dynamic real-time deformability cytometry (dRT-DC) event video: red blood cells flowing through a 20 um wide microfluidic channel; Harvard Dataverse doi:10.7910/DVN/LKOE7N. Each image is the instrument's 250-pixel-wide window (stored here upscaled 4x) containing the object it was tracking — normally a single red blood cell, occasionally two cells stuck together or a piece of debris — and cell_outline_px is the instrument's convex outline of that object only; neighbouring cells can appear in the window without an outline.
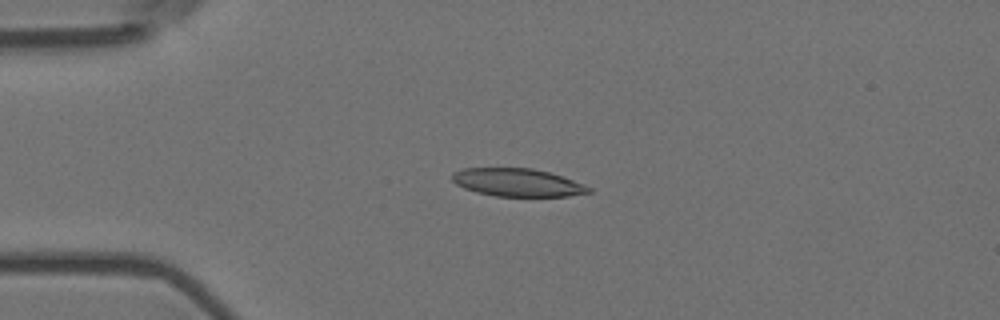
{"species": "Egyptian fruit bat (a non-hibernating species)", "species_latin": "Rousettus aegyptiacus", "temperature_condition": "room temperature", "stored_images_in_passage": 45, "camera_frame_rate_fps": 3000, "um_per_image_px": 0.085, "animal": {"sex": "female"}, "frame": {"image": 1, "passage_image": 14, "time_ms": 4.333, "image_size_px": [1000, 320], "cell_outline_px": [[592, 192], [568, 196], [496, 196], [476, 192], [464, 188], [456, 184], [452, 180], [452, 172], [464, 168], [532, 168], [548, 172], [584, 184], [592, 188]], "centroid_in_image_um": [43.97, 15.51], "position_along_channel_um": 41.0, "area_um2": 22.14}}
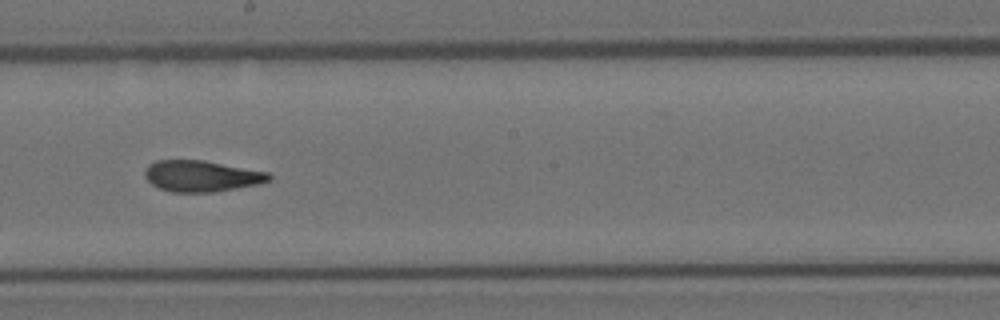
{"frame": {"image": 2, "passage_image": 32, "time_ms": 10.333, "image_size_px": [1000, 320], "cell_outline_px": [[272, 180], [260, 184], [216, 192], [172, 192], [160, 188], [152, 184], [144, 176], [144, 168], [148, 164], [156, 160], [204, 160], [268, 172], [272, 176]], "centroid_in_image_um": [17.14, 14.96], "position_along_channel_um": 231.1, "area_um2": 22.77}}
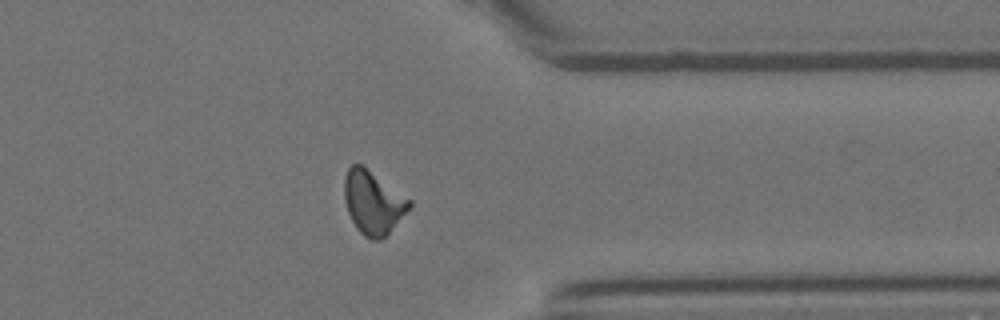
{"frame": {"image": 3, "passage_image": 45, "time_ms": 14.667, "image_size_px": [1000, 320], "cell_outline_px": [[412, 204], [388, 232], [380, 240], [372, 240], [364, 236], [356, 228], [348, 212], [344, 200], [344, 180], [348, 168], [352, 164], [364, 164], [412, 200]], "centroid_in_image_um": [31.69, 17.16], "position_along_channel_um": 379.7, "area_um2": 23.99}, "authors_computed_cell_mechanics": {"area_um2": 22.831, "velocity_mm_per_s": 3.6125, "shape_relaxation_time_tau1_ms": null, "shape_relaxation_time_tau2_ms": 3.0675, "deformation_change_tau1": null, "deformation_change_tau2": 0.0978}}